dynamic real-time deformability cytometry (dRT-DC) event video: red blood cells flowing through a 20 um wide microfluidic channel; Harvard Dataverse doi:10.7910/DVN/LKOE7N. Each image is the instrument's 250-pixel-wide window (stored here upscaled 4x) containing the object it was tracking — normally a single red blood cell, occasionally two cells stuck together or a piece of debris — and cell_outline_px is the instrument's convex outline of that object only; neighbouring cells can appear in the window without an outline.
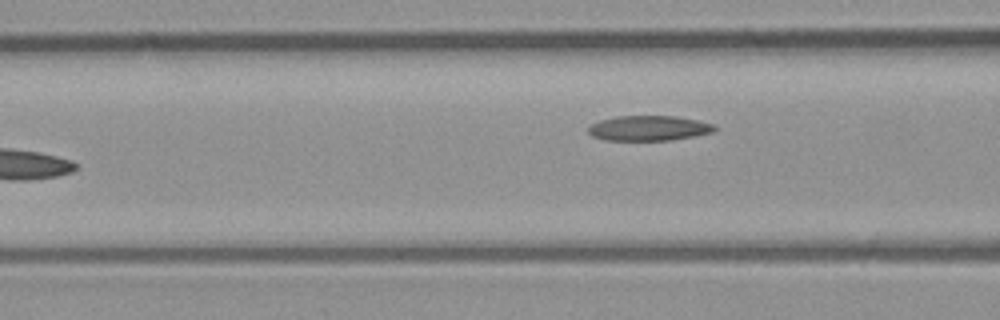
{"species": "common noctule bat (a hibernating species)", "species_latin": "Nyctalus noctula", "temperature_condition": "room temperature", "stored_images_in_passage": 8, "camera_frame_rate_fps": 3000, "um_per_image_px": 0.085, "animal": {"sex": "male", "body_mass_g": 23.1, "forearm_length_mm": 52.7}, "frame": {"image": 1, "passage_image": 6, "time_ms": 1.667, "image_size_px": [1000, 320], "cell_outline_px": [[716, 128], [712, 132], [672, 140], [604, 140], [592, 136], [588, 132], [588, 128], [592, 124], [600, 120], [616, 116], [676, 116], [700, 120], [712, 124]], "centroid_in_image_um": [55.13, 10.89], "position_along_channel_um": 111.5, "area_um2": 18.38}}
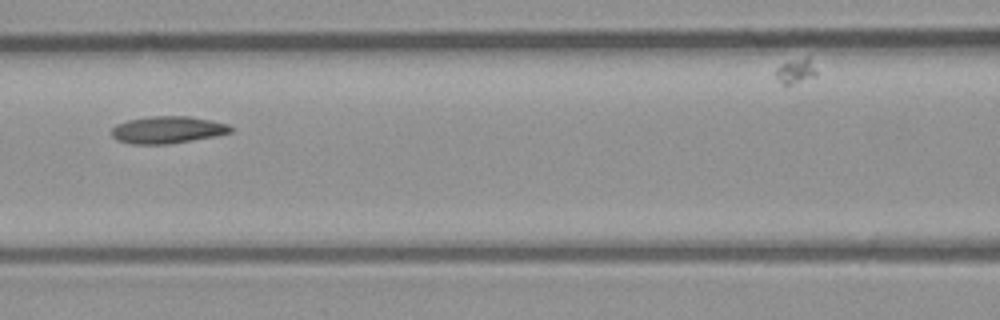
{"frame": {"image": 2, "passage_image": 7, "time_ms": 2.0, "image_size_px": [1000, 320], "cell_outline_px": [[232, 132], [216, 136], [168, 144], [132, 144], [116, 140], [112, 136], [112, 128], [116, 124], [128, 120], [152, 116], [188, 116], [212, 120], [228, 124], [232, 128]], "centroid_in_image_um": [14.24, 11.03], "position_along_channel_um": 152.4, "area_um2": 18.84}}